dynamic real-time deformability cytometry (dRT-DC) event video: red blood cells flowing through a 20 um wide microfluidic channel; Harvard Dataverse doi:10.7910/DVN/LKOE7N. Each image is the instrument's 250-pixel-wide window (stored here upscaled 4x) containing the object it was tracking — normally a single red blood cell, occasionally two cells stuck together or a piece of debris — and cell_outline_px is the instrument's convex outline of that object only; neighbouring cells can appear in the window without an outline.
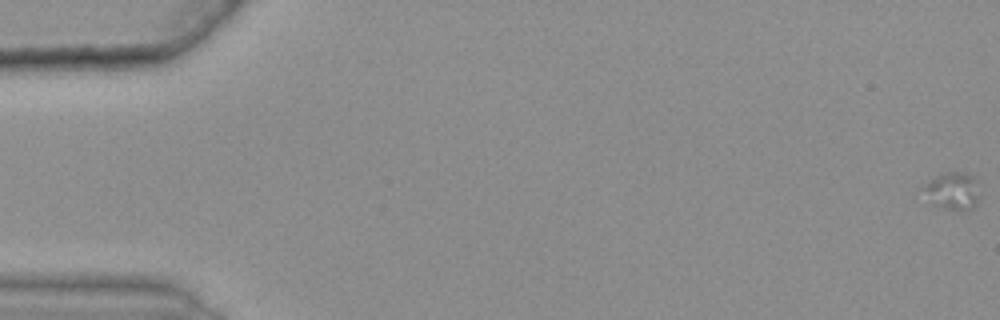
{"species": "common noctule bat (a hibernating species)", "species_latin": "Nyctalus noctula", "temperature_condition": "warm", "stored_images_in_passage": 19, "camera_frame_rate_fps": 3000, "um_per_image_px": 0.085, "animal": {"sex": "female", "body_mass_g": 25.1}, "frame": {"image": 1, "passage_image": 1, "time_ms": 0.0, "image_size_px": [1000, 320], "cell_outline_px": [[980, 196], [976, 204], [972, 208], [960, 212], [932, 204], [920, 188], [924, 184], [936, 176], [944, 172], [964, 172], [976, 176]], "centroid_in_image_um": [81.0, 16.22], "position_along_channel_um": 4.0, "area_um2": 12.66}}